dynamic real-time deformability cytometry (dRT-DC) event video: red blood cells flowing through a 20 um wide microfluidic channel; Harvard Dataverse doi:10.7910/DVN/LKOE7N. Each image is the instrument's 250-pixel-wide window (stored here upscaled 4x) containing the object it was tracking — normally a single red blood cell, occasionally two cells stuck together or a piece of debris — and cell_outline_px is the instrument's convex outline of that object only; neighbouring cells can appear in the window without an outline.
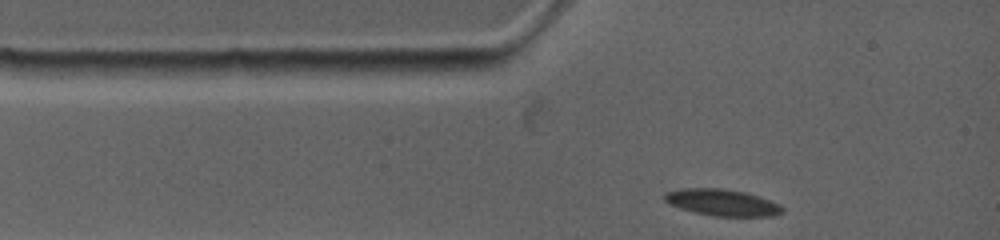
{"species": "common noctule bat (a hibernating species)", "species_latin": "Nyctalus noctula", "temperature_condition": "warm", "stored_images_in_passage": 40, "camera_frame_rate_fps": 4500, "um_per_image_px": 0.085, "animal": {"sex": "female", "body_mass_g": 19.0, "forearm_length_mm": 53.3}, "frame": {"image": 1, "passage_image": 1, "time_ms": 0.0, "image_size_px": [1000, 240], "cell_outline_px": [[784, 212], [772, 216], [712, 216], [680, 208], [668, 204], [664, 200], [664, 192], [680, 188], [724, 188], [748, 192], [760, 196], [780, 204], [784, 208]], "centroid_in_image_um": [61.39, 17.2], "position_along_channel_um": 23.6, "area_um2": 18.55}}
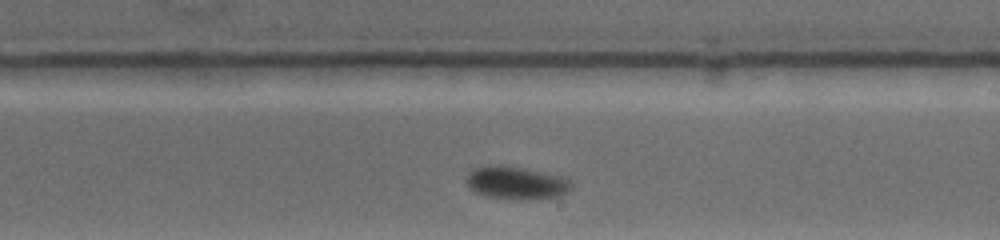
{"frame": {"image": 2, "passage_image": 23, "time_ms": 6.222, "image_size_px": [1000, 240], "cell_outline_px": [[572, 188], [568, 192], [560, 196], [516, 200], [512, 200], [484, 196], [468, 188], [464, 180], [468, 172], [476, 168], [516, 168], [540, 172], [560, 176], [568, 180], [572, 184]], "centroid_in_image_um": [43.86, 15.61], "position_along_channel_um": 245.1, "area_um2": 19.36}}
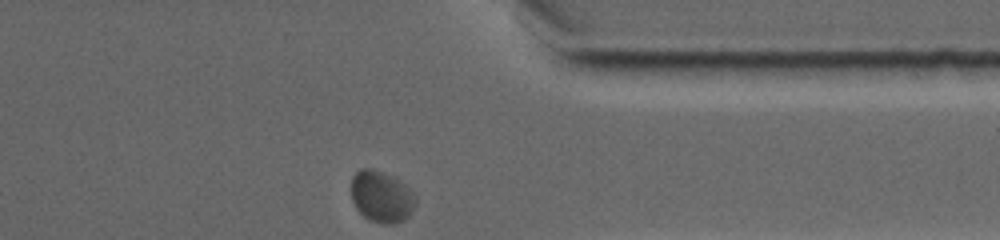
{"frame": {"image": 3, "passage_image": 40, "time_ms": 10.0, "image_size_px": [1000, 240], "cell_outline_px": [[416, 204], [408, 216], [404, 220], [392, 224], [384, 224], [372, 220], [364, 216], [356, 208], [352, 200], [352, 176], [360, 168], [372, 168], [396, 176], [416, 196]], "centroid_in_image_um": [32.44, 16.69], "position_along_channel_um": 379.0, "area_um2": 19.42}, "authors_computed_cell_mechanics": {"area_um2": 19.2474, "velocity_mm_per_s": 3.7261, "shape_relaxation_time_tau1_ms": 6.9361, "shape_relaxation_time_tau2_ms": null, "deformation_change_tau1": 0.1468, "deformation_change_tau2": null}}